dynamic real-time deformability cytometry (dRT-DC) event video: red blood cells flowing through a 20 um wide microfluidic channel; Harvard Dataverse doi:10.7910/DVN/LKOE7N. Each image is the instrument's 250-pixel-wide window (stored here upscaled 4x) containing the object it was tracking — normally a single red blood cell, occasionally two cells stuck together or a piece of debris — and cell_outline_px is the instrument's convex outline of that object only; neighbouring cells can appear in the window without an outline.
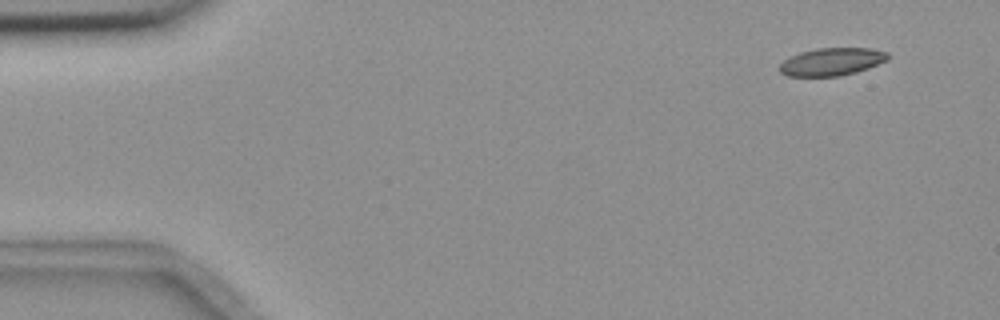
{"species": "common noctule bat (a hibernating species)", "species_latin": "Nyctalus noctula", "temperature_condition": "room temperature", "stored_images_in_passage": 6, "camera_frame_rate_fps": 3000, "um_per_image_px": 0.085, "animal": {"sex": "female", "body_mass_g": 18.4}, "frame": {"image": 1, "passage_image": 1, "time_ms": 0.0, "image_size_px": [1000, 320], "cell_outline_px": [[892, 56], [888, 60], [868, 68], [856, 72], [840, 76], [784, 76], [780, 72], [780, 64], [788, 56], [800, 52], [816, 48], [872, 48], [888, 52]], "centroid_in_image_um": [70.72, 5.24], "position_along_channel_um": 14.3, "area_um2": 17.74}}